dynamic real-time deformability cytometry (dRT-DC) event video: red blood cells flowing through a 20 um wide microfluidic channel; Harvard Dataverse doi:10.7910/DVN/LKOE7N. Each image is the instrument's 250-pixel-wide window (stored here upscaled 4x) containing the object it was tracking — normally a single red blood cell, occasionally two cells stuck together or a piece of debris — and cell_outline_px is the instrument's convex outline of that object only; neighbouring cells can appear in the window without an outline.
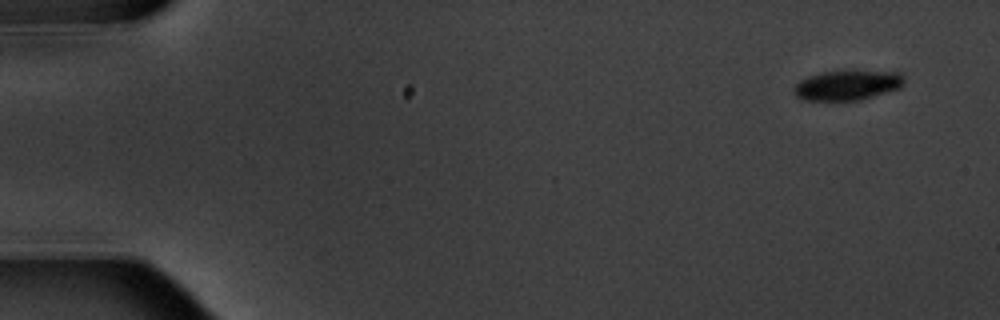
{"species": "common noctule bat (a hibernating species)", "species_latin": "Nyctalus noctula", "temperature_condition": "warm", "stored_images_in_passage": 5, "camera_frame_rate_fps": 3000, "um_per_image_px": 0.085, "animal": {"sex": "male", "body_mass_g": 20.1, "forearm_length_mm": 53.5}, "frame": {"image": 1, "passage_image": 1, "time_ms": 0.0, "image_size_px": [1000, 320], "cell_outline_px": [[904, 84], [900, 88], [860, 100], [804, 100], [796, 96], [792, 88], [800, 80], [808, 76], [824, 72], [900, 72], [904, 76]], "centroid_in_image_um": [72.02, 7.26], "position_along_channel_um": 13.0, "area_um2": 18.84}}
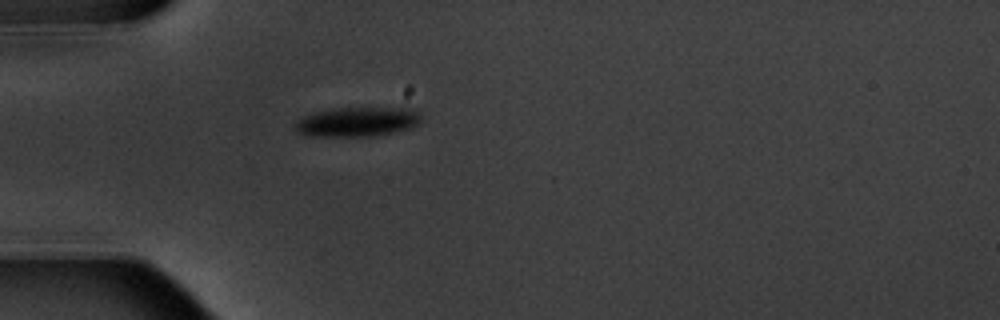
{"frame": {"image": 2, "passage_image": 5, "time_ms": 4.667, "image_size_px": [1000, 320], "cell_outline_px": [[420, 120], [416, 124], [408, 128], [392, 132], [368, 136], [312, 136], [300, 132], [296, 128], [296, 120], [312, 112], [332, 108], [408, 108], [416, 112], [420, 116]], "centroid_in_image_um": [30.31, 10.34], "position_along_channel_um": 54.7, "area_um2": 21.21}}